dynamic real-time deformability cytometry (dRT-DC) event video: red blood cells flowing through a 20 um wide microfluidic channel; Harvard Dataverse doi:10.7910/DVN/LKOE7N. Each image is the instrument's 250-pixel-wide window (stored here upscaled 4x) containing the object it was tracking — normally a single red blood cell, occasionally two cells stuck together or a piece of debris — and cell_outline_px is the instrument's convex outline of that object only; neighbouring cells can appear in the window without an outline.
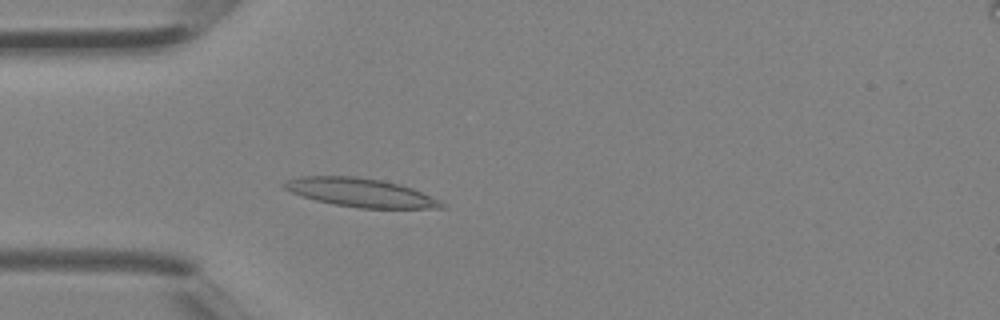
{"species": "Egyptian fruit bat (a non-hibernating species)", "species_latin": "Rousettus aegyptiacus", "temperature_condition": "room temperature", "stored_images_in_passage": 3, "camera_frame_rate_fps": 3000, "um_per_image_px": 0.085, "animal": {"sex": "female"}, "frame": {"image": 1, "passage_image": 3, "time_ms": 0.667, "image_size_px": [1000, 320], "cell_outline_px": [[448, 208], [360, 208], [332, 204], [316, 200], [292, 192], [284, 188], [280, 184], [288, 180], [300, 176], [356, 176], [380, 180], [400, 184], [412, 188], [440, 200], [448, 204]], "centroid_in_image_um": [30.69, 16.37], "position_along_channel_um": 54.3, "area_um2": 26.24}}